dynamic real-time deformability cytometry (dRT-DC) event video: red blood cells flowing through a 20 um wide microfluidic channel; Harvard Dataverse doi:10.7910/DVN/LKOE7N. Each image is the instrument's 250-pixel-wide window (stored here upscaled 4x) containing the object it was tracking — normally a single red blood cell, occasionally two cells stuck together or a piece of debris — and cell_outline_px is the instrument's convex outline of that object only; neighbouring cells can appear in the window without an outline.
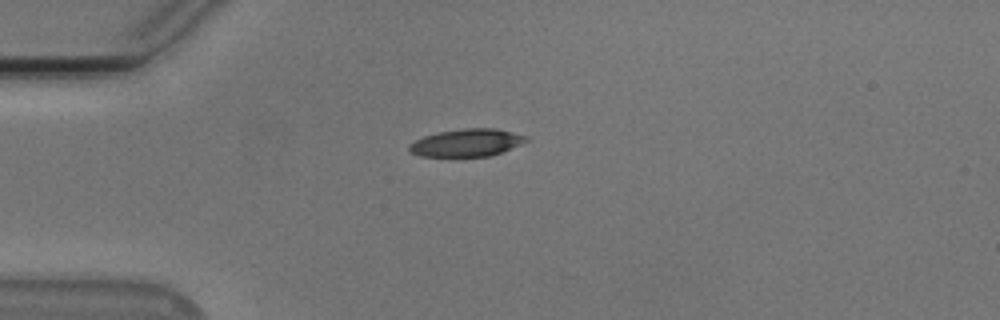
{"species": "Egyptian fruit bat (a non-hibernating species)", "species_latin": "Rousettus aegyptiacus", "temperature_condition": "cold", "stored_images_in_passage": 41, "camera_frame_rate_fps": 3000, "um_per_image_px": 0.085, "animal": {"sex": "male"}, "frame": {"image": 1, "passage_image": 1, "time_ms": 0.0, "image_size_px": [1000, 320], "cell_outline_px": [[528, 140], [520, 144], [500, 152], [488, 156], [420, 156], [408, 152], [408, 144], [424, 136], [436, 132], [464, 128], [496, 128], [528, 136]], "centroid_in_image_um": [39.63, 12.12], "position_along_channel_um": 45.4, "area_um2": 18.73}}
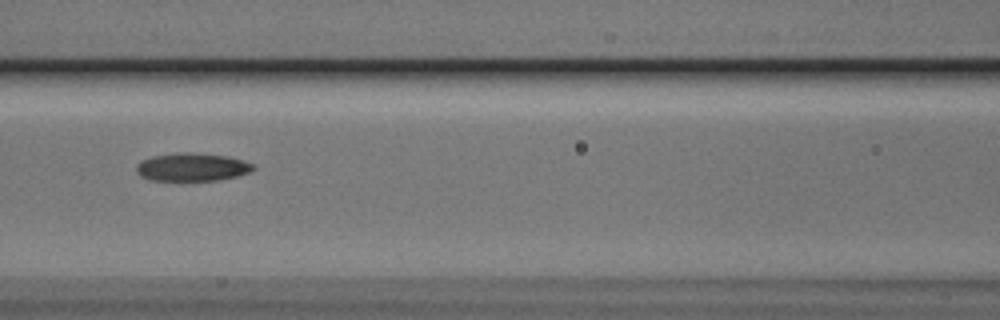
{"frame": {"image": 2, "passage_image": 11, "time_ms": 3.333, "image_size_px": [1000, 320], "cell_outline_px": [[256, 168], [248, 172], [236, 176], [216, 180], [152, 180], [140, 176], [136, 172], [136, 164], [140, 160], [152, 156], [176, 152], [188, 152], [228, 156], [244, 160], [256, 164]], "centroid_in_image_um": [16.32, 14.18], "position_along_channel_um": 150.3, "area_um2": 19.25}}
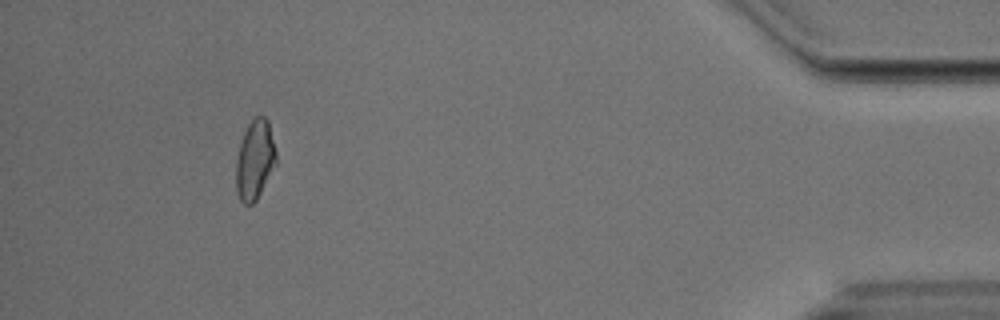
{"frame": {"image": 3, "passage_image": 37, "time_ms": 12.0, "image_size_px": [1000, 320], "cell_outline_px": [[276, 164], [256, 200], [252, 204], [244, 204], [240, 200], [236, 192], [236, 160], [240, 144], [244, 132], [248, 124], [256, 116], [264, 116], [268, 120], [276, 152]], "centroid_in_image_um": [21.65, 13.59], "position_along_channel_um": 413.5, "area_um2": 18.44}, "authors_computed_cell_mechanics": {"area_um2": 18.9584, "velocity_mm_per_s": 3.768, "shape_relaxation_time_tau1_ms": 4.0352, "shape_relaxation_time_tau2_ms": 5.9569, "deformation_change_tau1": 0.1511, "deformation_change_tau2": 0.1282}}